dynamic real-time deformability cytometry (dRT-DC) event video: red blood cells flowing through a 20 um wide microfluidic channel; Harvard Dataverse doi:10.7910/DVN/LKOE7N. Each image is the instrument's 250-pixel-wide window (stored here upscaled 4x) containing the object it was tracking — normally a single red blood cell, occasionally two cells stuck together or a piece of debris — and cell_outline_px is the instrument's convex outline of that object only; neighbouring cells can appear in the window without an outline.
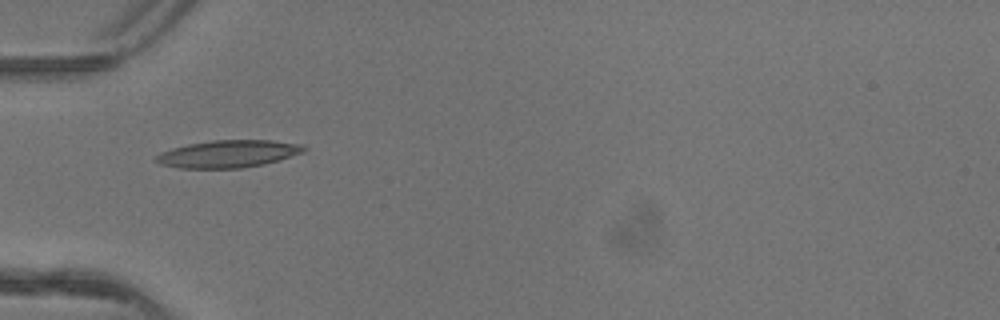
{"species": "common noctule bat (a hibernating species)", "species_latin": "Nyctalus noctula", "temperature_condition": "warm", "stored_images_in_passage": 6, "camera_frame_rate_fps": 3000, "um_per_image_px": 0.085, "animal": {"sex": "female"}, "frame": {"image": 1, "passage_image": 5, "time_ms": 1.333, "image_size_px": [1000, 320], "cell_outline_px": [[308, 148], [304, 152], [264, 164], [240, 168], [180, 168], [160, 164], [152, 160], [160, 152], [172, 148], [188, 144], [212, 140], [272, 140], [304, 144]], "centroid_in_image_um": [19.4, 13.07], "position_along_channel_um": 65.6, "area_um2": 23.7}}
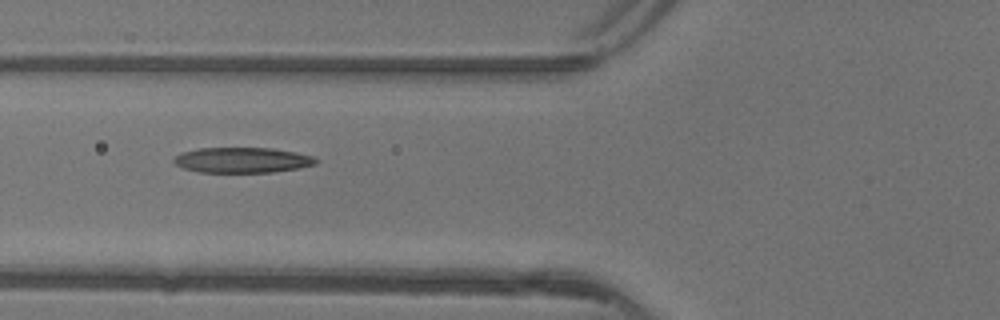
{"frame": {"image": 2, "passage_image": 6, "time_ms": 1.667, "image_size_px": [1000, 320], "cell_outline_px": [[320, 160], [316, 164], [300, 168], [272, 172], [200, 172], [184, 168], [176, 164], [172, 160], [176, 156], [184, 152], [200, 148], [272, 148], [296, 152], [312, 156]], "centroid_in_image_um": [20.65, 13.61], "position_along_channel_um": 105.2, "area_um2": 20.92}}